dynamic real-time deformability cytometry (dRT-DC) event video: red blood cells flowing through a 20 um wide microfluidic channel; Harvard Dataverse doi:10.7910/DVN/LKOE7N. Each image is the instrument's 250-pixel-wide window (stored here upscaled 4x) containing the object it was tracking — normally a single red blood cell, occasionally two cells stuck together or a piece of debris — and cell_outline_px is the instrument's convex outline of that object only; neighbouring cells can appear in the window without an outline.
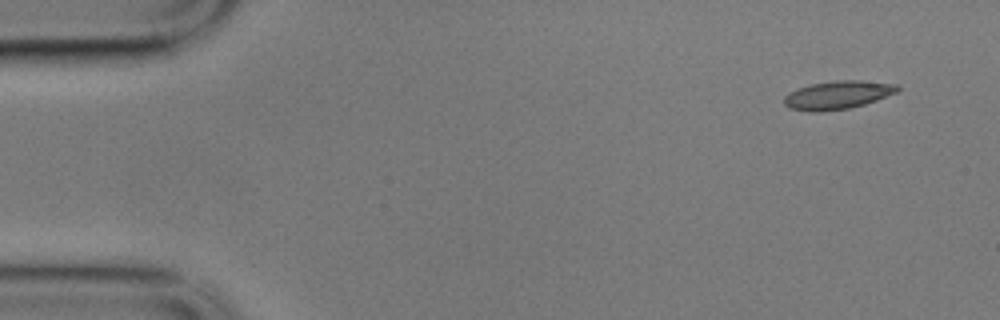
{"species": "common noctule bat (a hibernating species)", "species_latin": "Nyctalus noctula", "temperature_condition": "cold", "stored_images_in_passage": 7, "camera_frame_rate_fps": 3000, "um_per_image_px": 0.085, "animal": {"sex": "male", "body_mass_g": 17.9}, "frame": {"image": 1, "passage_image": 1, "time_ms": 0.0, "image_size_px": [1000, 320], "cell_outline_px": [[900, 88], [896, 92], [876, 100], [864, 104], [848, 108], [820, 112], [808, 112], [788, 108], [784, 104], [784, 96], [788, 92], [796, 88], [812, 84], [836, 80], [860, 80], [900, 84]], "centroid_in_image_um": [71.17, 8.07], "position_along_channel_um": 13.8, "area_um2": 18.84}}
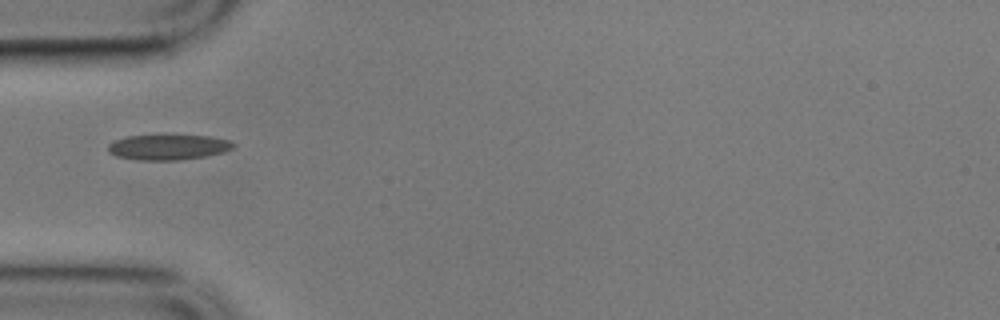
{"frame": {"image": 2, "passage_image": 5, "time_ms": 1.333, "image_size_px": [1000, 320], "cell_outline_px": [[236, 144], [232, 148], [224, 152], [204, 156], [176, 160], [140, 160], [116, 156], [108, 152], [108, 144], [112, 140], [128, 136], [212, 136], [232, 140]], "centroid_in_image_um": [14.3, 12.51], "position_along_channel_um": 70.7, "area_um2": 18.38}}
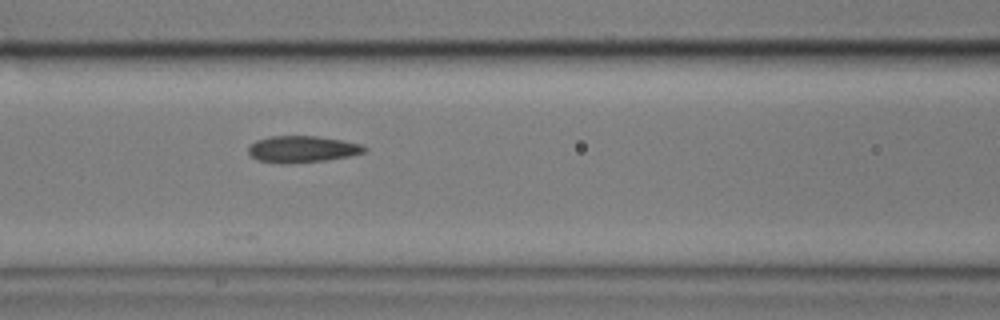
{"frame": {"image": 3, "passage_image": 7, "time_ms": 2.0, "image_size_px": [1000, 320], "cell_outline_px": [[368, 148], [364, 152], [352, 156], [324, 160], [288, 164], [280, 164], [256, 160], [248, 152], [248, 148], [256, 140], [272, 136], [316, 136], [340, 140], [360, 144]], "centroid_in_image_um": [25.67, 12.69], "position_along_channel_um": 140.9, "area_um2": 17.98}}